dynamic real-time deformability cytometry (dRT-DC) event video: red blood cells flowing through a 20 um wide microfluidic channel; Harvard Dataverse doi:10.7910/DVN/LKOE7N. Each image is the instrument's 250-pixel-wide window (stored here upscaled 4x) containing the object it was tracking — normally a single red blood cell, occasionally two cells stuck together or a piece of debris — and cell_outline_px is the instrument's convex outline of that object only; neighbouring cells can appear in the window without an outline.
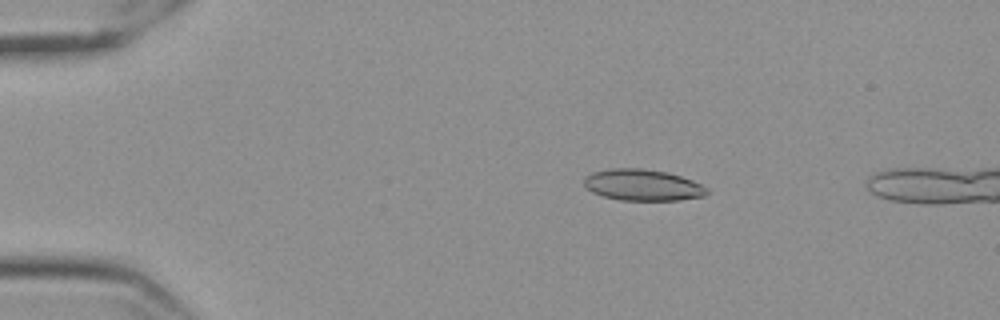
{"species": "Egyptian fruit bat (a non-hibernating species)", "species_latin": "Rousettus aegyptiacus", "temperature_condition": "cold", "stored_images_in_passage": 19, "camera_frame_rate_fps": 3000, "um_per_image_px": 0.085, "frame": {"image": 1, "passage_image": 11, "time_ms": 3.333, "image_size_px": [1000, 320], "cell_outline_px": [[708, 192], [704, 196], [680, 200], [620, 200], [604, 196], [592, 192], [584, 184], [584, 176], [592, 172], [608, 168], [640, 168], [664, 172], [680, 176], [692, 180], [708, 188]], "centroid_in_image_um": [54.61, 15.72], "position_along_channel_um": 30.4, "area_um2": 22.37}}